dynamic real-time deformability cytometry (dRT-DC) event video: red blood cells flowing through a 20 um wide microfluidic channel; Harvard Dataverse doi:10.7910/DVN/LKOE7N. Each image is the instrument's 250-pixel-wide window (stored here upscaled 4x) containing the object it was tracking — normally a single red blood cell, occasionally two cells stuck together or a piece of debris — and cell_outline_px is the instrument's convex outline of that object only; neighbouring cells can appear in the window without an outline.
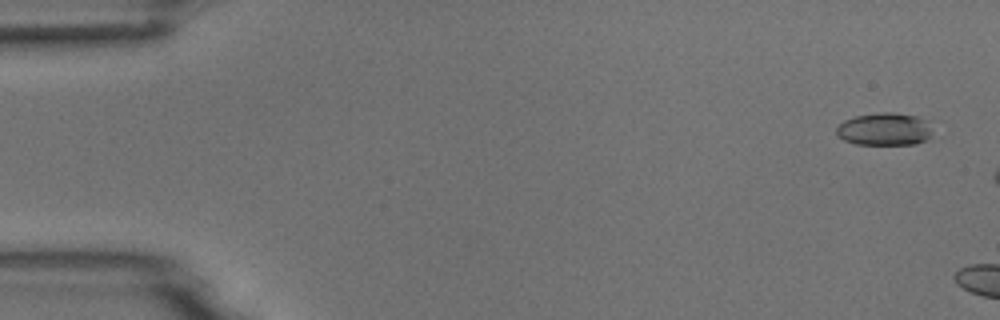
{"species": "common noctule bat (a hibernating species)", "species_latin": "Nyctalus noctula", "temperature_condition": "room temperature", "stored_images_in_passage": 3, "camera_frame_rate_fps": 3000, "um_per_image_px": 0.085, "animal": {"sex": "male", "body_mass_g": 18.8}, "frame": {"image": 1, "passage_image": 1, "time_ms": 0.0, "image_size_px": [1000, 320], "cell_outline_px": [[928, 140], [916, 144], [856, 144], [844, 140], [836, 136], [836, 128], [844, 120], [856, 116], [880, 112], [892, 112], [920, 116], [928, 120]], "centroid_in_image_um": [75.15, 10.97], "position_along_channel_um": 9.8, "area_um2": 18.26}}